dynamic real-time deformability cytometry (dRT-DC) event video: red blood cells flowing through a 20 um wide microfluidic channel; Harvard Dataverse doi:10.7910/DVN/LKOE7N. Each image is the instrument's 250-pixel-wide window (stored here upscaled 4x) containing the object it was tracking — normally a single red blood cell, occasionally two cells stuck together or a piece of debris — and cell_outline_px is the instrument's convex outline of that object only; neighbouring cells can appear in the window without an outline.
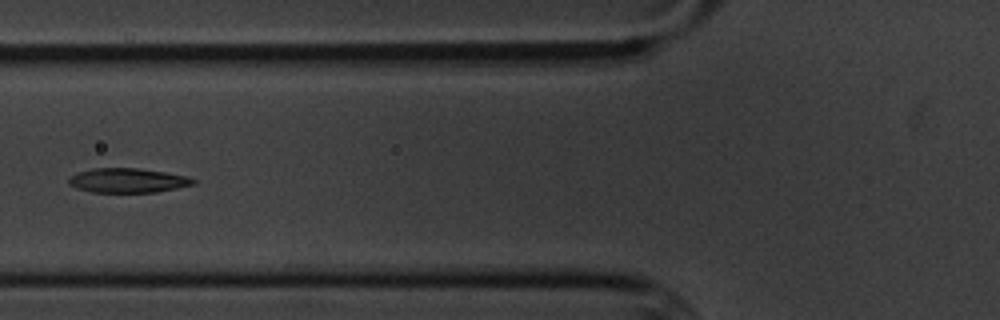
{"species": "common noctule bat (a hibernating species)", "species_latin": "Nyctalus noctula", "temperature_condition": "cold", "stored_images_in_passage": 9, "camera_frame_rate_fps": 3000, "um_per_image_px": 0.085, "animal": {"sex": "male", "body_mass_g": 20.1, "forearm_length_mm": 53.5}, "frame": {"image": 1, "passage_image": 7, "time_ms": 7.333, "image_size_px": [1000, 320], "cell_outline_px": [[196, 184], [156, 192], [92, 192], [76, 188], [68, 184], [68, 180], [76, 172], [92, 168], [136, 168], [164, 172], [188, 176], [196, 180]], "centroid_in_image_um": [10.85, 15.33], "position_along_channel_um": 115.0, "area_um2": 17.74}}
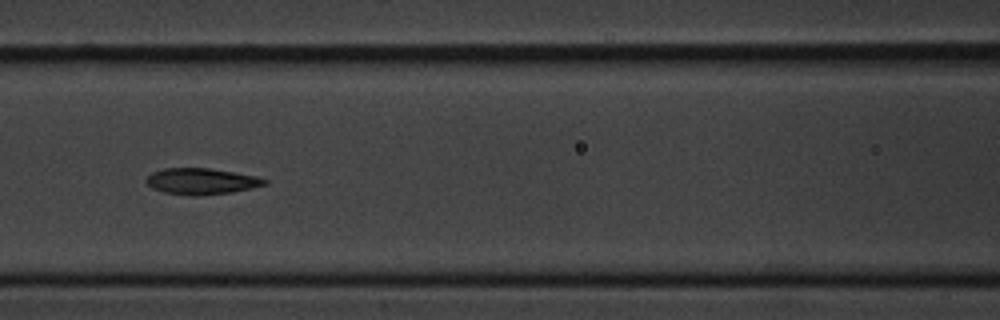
{"frame": {"image": 2, "passage_image": 8, "time_ms": 8.333, "image_size_px": [1000, 320], "cell_outline_px": [[268, 184], [232, 192], [200, 196], [192, 196], [164, 192], [152, 188], [144, 180], [152, 172], [164, 168], [208, 168], [256, 176], [268, 180]], "centroid_in_image_um": [17.1, 15.41], "position_along_channel_um": 149.5, "area_um2": 18.03}}
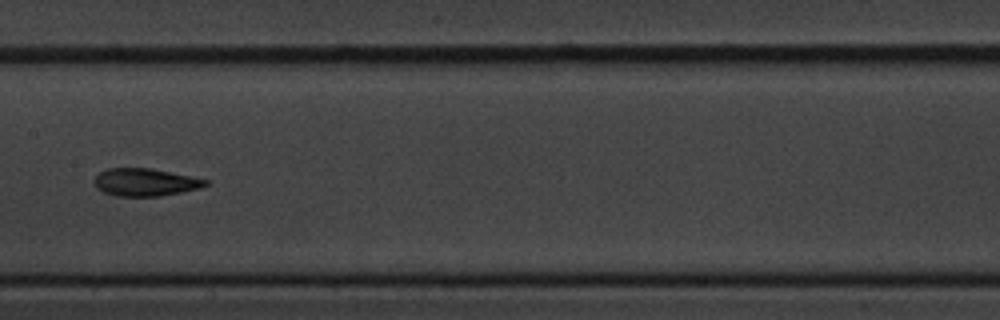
{"frame": {"image": 3, "passage_image": 9, "time_ms": 9.667, "image_size_px": [1000, 320], "cell_outline_px": [[208, 184], [200, 188], [160, 196], [116, 196], [104, 192], [96, 188], [92, 180], [100, 172], [108, 168], [152, 168], [192, 176], [208, 180]], "centroid_in_image_um": [12.32, 15.48], "position_along_channel_um": 195.1, "area_um2": 17.98}}